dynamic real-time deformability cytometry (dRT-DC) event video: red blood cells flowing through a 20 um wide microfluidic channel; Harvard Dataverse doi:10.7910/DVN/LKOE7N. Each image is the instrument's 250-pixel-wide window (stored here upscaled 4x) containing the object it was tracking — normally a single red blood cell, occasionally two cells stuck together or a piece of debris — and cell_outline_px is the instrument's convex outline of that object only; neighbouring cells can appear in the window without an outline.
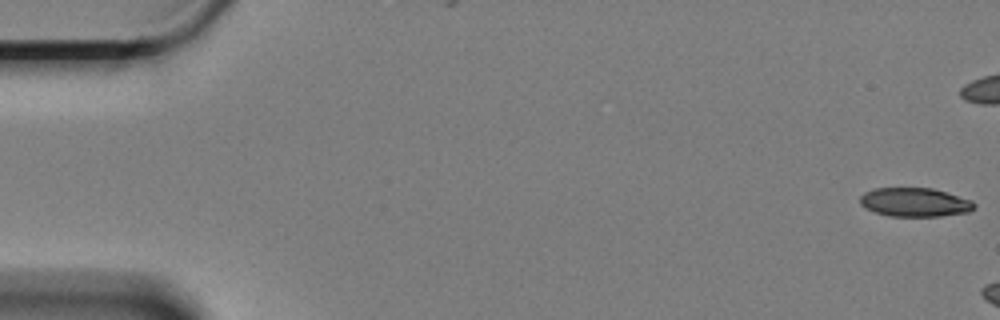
{"species": "Egyptian fruit bat (a non-hibernating species)", "species_latin": "Rousettus aegyptiacus", "temperature_condition": "cold", "stored_images_in_passage": 8, "camera_frame_rate_fps": 3000, "um_per_image_px": 0.085, "animal": {"sex": "female"}, "frame": {"image": 1, "passage_image": 1, "time_ms": 0.0, "image_size_px": [1000, 320], "cell_outline_px": [[976, 208], [968, 212], [940, 216], [888, 216], [876, 212], [860, 204], [860, 196], [864, 192], [872, 188], [932, 188], [972, 200], [976, 204]], "centroid_in_image_um": [77.77, 17.19], "position_along_channel_um": 7.2, "area_um2": 19.19}}